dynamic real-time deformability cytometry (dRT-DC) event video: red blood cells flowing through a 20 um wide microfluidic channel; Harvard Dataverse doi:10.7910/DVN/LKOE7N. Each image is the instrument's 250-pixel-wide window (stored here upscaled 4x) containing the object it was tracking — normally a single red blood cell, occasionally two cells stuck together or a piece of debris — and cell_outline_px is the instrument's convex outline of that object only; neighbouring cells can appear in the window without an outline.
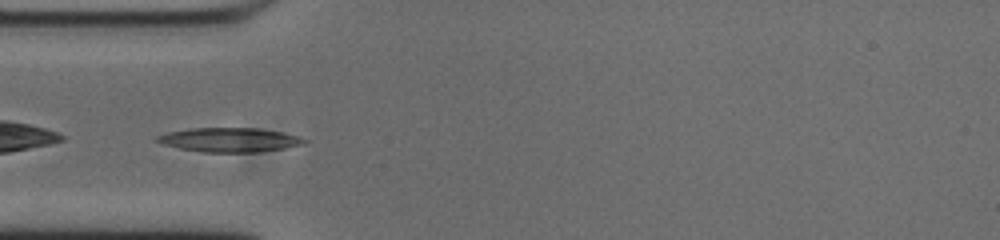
{"species": "common noctule bat (a hibernating species)", "species_latin": "Nyctalus noctula", "temperature_condition": "cold", "stored_images_in_passage": 38, "camera_frame_rate_fps": 3000, "um_per_image_px": 0.085, "animal": {"sex": "male", "body_mass_g": 20.0, "forearm_length_mm": 53.3}, "frame": {"image": 1, "passage_image": 1, "time_ms": 0.0, "image_size_px": [1000, 240], "cell_outline_px": [[308, 140], [304, 144], [284, 148], [256, 152], [200, 152], [180, 148], [164, 144], [156, 140], [156, 136], [168, 132], [192, 128], [256, 128], [280, 132], [300, 136]], "centroid_in_image_um": [19.53, 11.89], "position_along_channel_um": 65.5, "area_um2": 20.58}}
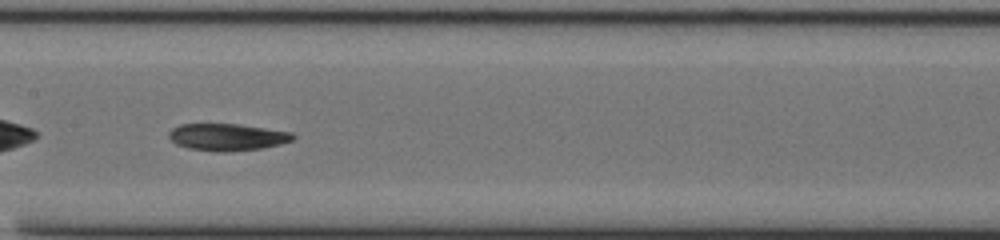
{"frame": {"image": 2, "passage_image": 11, "time_ms": 3.333, "image_size_px": [1000, 240], "cell_outline_px": [[296, 136], [292, 140], [280, 144], [260, 148], [224, 152], [220, 152], [188, 148], [176, 144], [168, 136], [168, 132], [172, 128], [180, 124], [240, 124], [292, 132]], "centroid_in_image_um": [19.3, 11.64], "position_along_channel_um": 188.1, "area_um2": 19.48}}
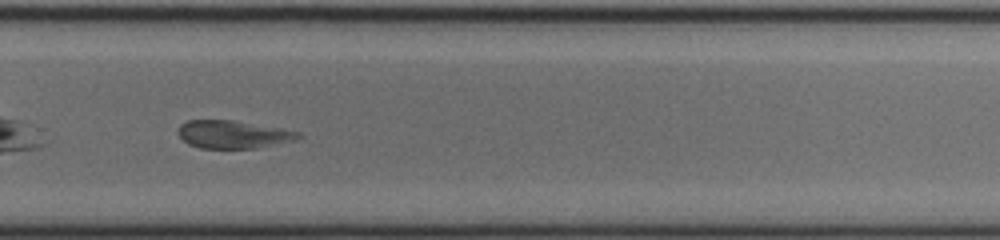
{"frame": {"image": 3, "passage_image": 21, "time_ms": 6.667, "image_size_px": [1000, 240], "cell_outline_px": [[304, 136], [296, 140], [256, 148], [200, 148], [188, 144], [180, 136], [180, 124], [188, 120], [232, 120], [280, 128], [300, 132]], "centroid_in_image_um": [19.85, 11.43], "position_along_channel_um": 309.9, "area_um2": 19.36}}